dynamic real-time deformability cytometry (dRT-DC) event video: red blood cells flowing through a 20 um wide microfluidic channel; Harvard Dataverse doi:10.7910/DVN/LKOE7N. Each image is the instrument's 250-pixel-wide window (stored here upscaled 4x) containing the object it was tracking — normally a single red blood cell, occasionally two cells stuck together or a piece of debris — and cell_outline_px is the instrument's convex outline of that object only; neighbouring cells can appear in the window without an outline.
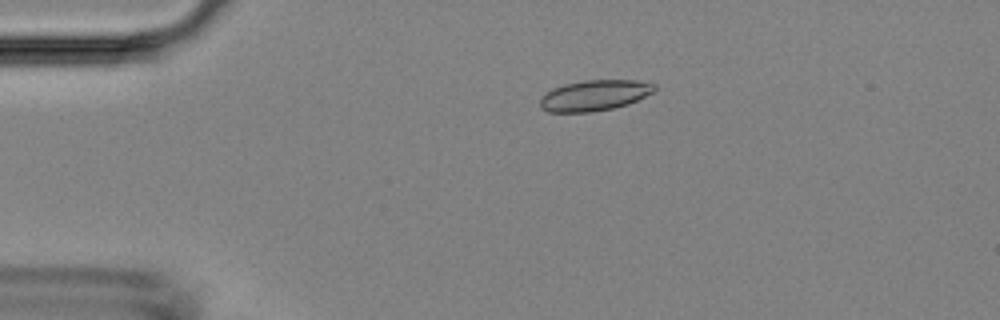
{"species": "Egyptian fruit bat (a non-hibernating species)", "species_latin": "Rousettus aegyptiacus", "temperature_condition": "room temperature", "stored_images_in_passage": 51, "camera_frame_rate_fps": 3000, "um_per_image_px": 0.085, "animal": {"sex": "female"}, "frame": {"image": 1, "passage_image": 11, "time_ms": 3.333, "image_size_px": [1000, 320], "cell_outline_px": [[656, 88], [652, 92], [628, 104], [612, 108], [592, 112], [548, 112], [540, 108], [540, 96], [552, 88], [564, 84], [584, 80], [636, 80], [656, 84]], "centroid_in_image_um": [50.48, 8.1], "position_along_channel_um": 34.5, "area_um2": 20.52}}
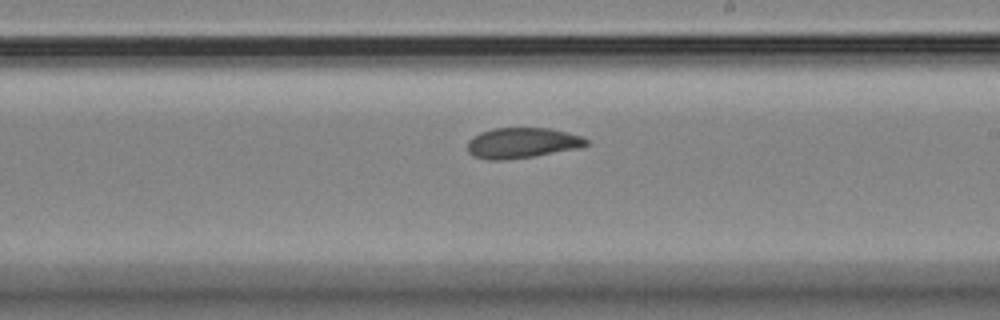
{"frame": {"image": 2, "passage_image": 30, "time_ms": 9.667, "image_size_px": [1000, 320], "cell_outline_px": [[588, 144], [580, 148], [536, 156], [508, 160], [488, 160], [472, 156], [468, 152], [468, 140], [472, 136], [480, 132], [492, 128], [552, 128], [568, 132], [580, 136], [588, 140]], "centroid_in_image_um": [44.36, 12.15], "position_along_channel_um": 244.6, "area_um2": 21.44}}
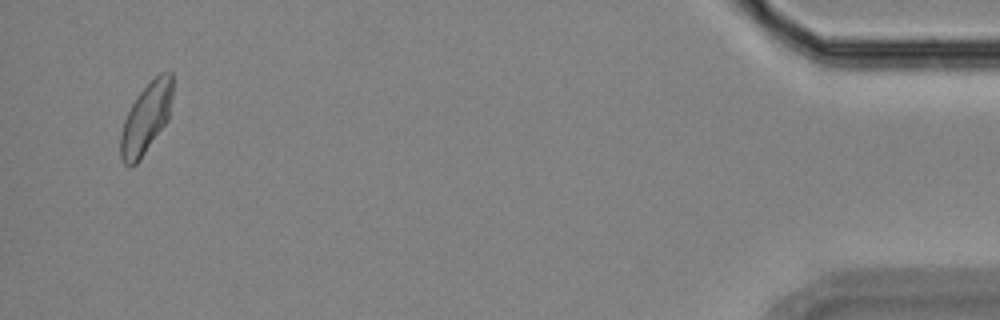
{"frame": {"image": 3, "passage_image": 49, "time_ms": 16.0, "image_size_px": [1000, 320], "cell_outline_px": [[172, 96], [168, 120], [140, 160], [136, 164], [128, 168], [120, 160], [120, 136], [124, 120], [136, 96], [160, 72], [172, 72]], "centroid_in_image_um": [12.4, 10.09], "position_along_channel_um": 422.8, "area_um2": 21.33}}